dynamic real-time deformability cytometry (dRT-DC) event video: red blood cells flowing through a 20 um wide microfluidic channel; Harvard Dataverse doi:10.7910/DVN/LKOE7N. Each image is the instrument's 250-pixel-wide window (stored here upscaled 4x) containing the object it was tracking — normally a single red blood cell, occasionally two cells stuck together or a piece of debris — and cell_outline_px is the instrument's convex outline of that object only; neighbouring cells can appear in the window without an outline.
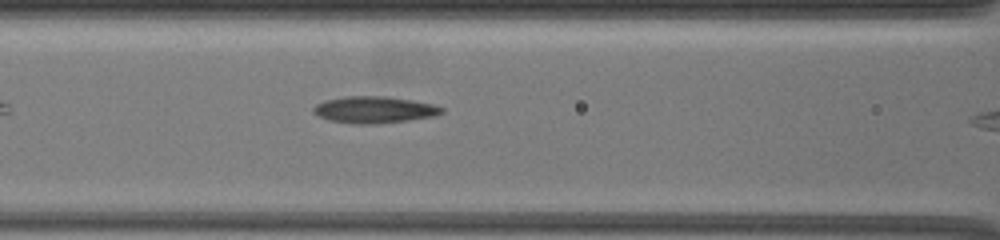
{"species": "common noctule bat (a hibernating species)", "species_latin": "Nyctalus noctula", "temperature_condition": "warm", "stored_images_in_passage": 17, "camera_frame_rate_fps": 3000, "um_per_image_px": 0.085, "animal": {"sex": "female", "body_mass_g": 19.5, "forearm_length_mm": 54.1}, "frame": {"image": 1, "passage_image": 8, "time_ms": 3.333, "image_size_px": [1000, 240], "cell_outline_px": [[444, 112], [432, 116], [408, 120], [376, 124], [352, 124], [332, 120], [320, 116], [312, 112], [312, 108], [316, 104], [324, 100], [348, 96], [384, 96], [412, 100], [432, 104], [444, 108]], "centroid_in_image_um": [31.79, 9.32], "position_along_channel_um": 134.8, "area_um2": 19.83}}